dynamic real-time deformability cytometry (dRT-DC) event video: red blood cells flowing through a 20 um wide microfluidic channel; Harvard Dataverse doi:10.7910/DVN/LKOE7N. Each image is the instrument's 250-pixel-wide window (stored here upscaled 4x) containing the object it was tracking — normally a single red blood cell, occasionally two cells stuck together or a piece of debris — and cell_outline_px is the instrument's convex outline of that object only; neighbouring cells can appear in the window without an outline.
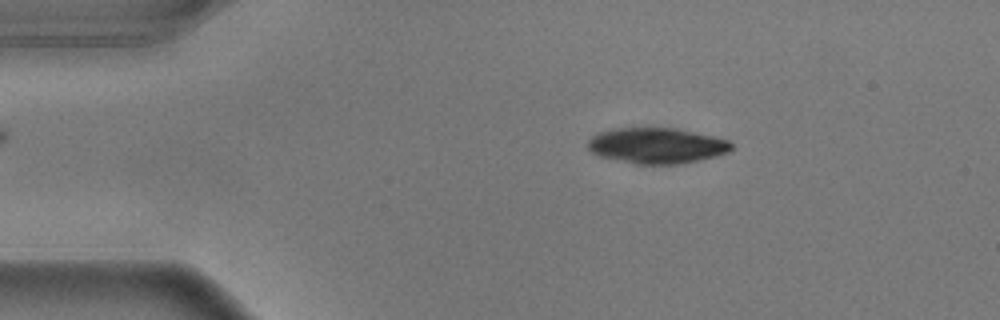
{"species": "common noctule bat (a hibernating species)", "species_latin": "Nyctalus noctula", "temperature_condition": "warm", "stored_images_in_passage": 50, "camera_frame_rate_fps": 3000, "um_per_image_px": 0.085, "animal": {"sex": "male", "body_mass_g": 17.9}, "frame": {"image": 1, "passage_image": 5, "time_ms": 1.333, "image_size_px": [1000, 320], "cell_outline_px": [[732, 148], [728, 152], [716, 156], [680, 164], [636, 164], [600, 156], [592, 152], [588, 148], [588, 140], [596, 132], [612, 128], [676, 128], [712, 136], [728, 140], [732, 144]], "centroid_in_image_um": [55.79, 12.37], "position_along_channel_um": 29.2, "area_um2": 29.82}}